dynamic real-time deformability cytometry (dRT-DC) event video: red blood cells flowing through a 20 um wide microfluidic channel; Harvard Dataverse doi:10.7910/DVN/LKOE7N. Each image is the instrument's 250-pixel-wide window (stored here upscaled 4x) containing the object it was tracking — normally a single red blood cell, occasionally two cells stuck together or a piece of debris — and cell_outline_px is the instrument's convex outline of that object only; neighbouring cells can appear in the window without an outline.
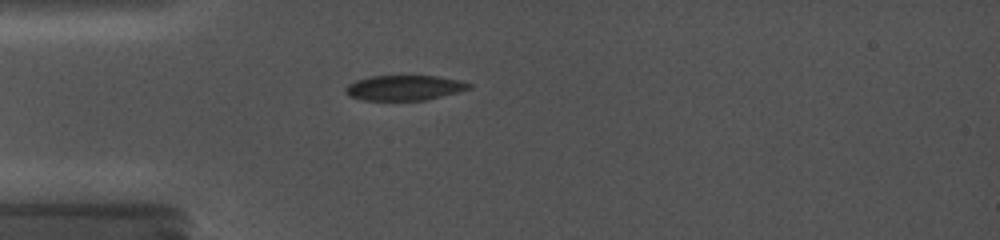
{"species": "common noctule bat (a hibernating species)", "species_latin": "Nyctalus noctula", "temperature_condition": "cold", "stored_images_in_passage": 73, "camera_frame_rate_fps": 5000, "um_per_image_px": 0.085, "animal": {"sex": "female", "body_mass_g": 19.0, "forearm_length_mm": 56.7}, "frame": {"image": 1, "passage_image": 22, "time_ms": 4.8, "image_size_px": [1000, 240], "cell_outline_px": [[472, 88], [424, 100], [364, 100], [352, 96], [344, 92], [344, 88], [348, 84], [356, 80], [372, 76], [436, 76], [460, 80], [472, 84]], "centroid_in_image_um": [34.36, 7.45], "position_along_channel_um": 50.6, "area_um2": 17.86}}
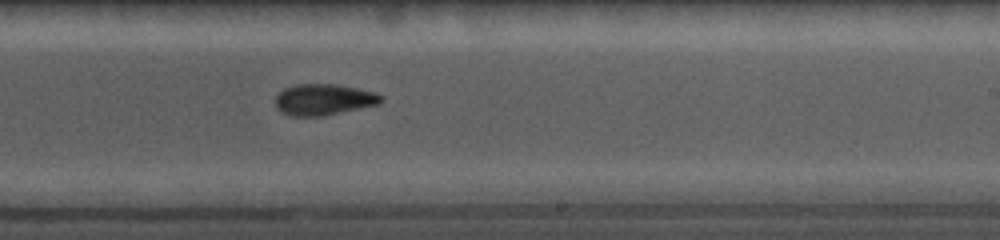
{"frame": {"image": 2, "passage_image": 50, "time_ms": 10.6, "image_size_px": [1000, 240], "cell_outline_px": [[384, 100], [380, 104], [320, 116], [292, 116], [280, 112], [276, 108], [276, 96], [284, 88], [296, 84], [336, 84], [376, 92], [384, 96]], "centroid_in_image_um": [27.53, 8.46], "position_along_channel_um": 261.5, "area_um2": 19.25}}
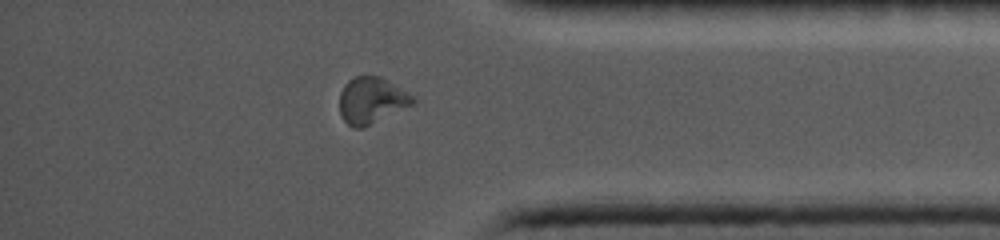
{"frame": {"image": 3, "passage_image": 65, "time_ms": 14.4, "image_size_px": [1000, 240], "cell_outline_px": [[416, 100], [412, 104], [364, 128], [352, 128], [344, 120], [340, 112], [340, 92], [344, 84], [348, 80], [356, 76], [380, 76], [408, 92]], "centroid_in_image_um": [31.55, 8.53], "position_along_channel_um": 403.6, "area_um2": 19.65}}